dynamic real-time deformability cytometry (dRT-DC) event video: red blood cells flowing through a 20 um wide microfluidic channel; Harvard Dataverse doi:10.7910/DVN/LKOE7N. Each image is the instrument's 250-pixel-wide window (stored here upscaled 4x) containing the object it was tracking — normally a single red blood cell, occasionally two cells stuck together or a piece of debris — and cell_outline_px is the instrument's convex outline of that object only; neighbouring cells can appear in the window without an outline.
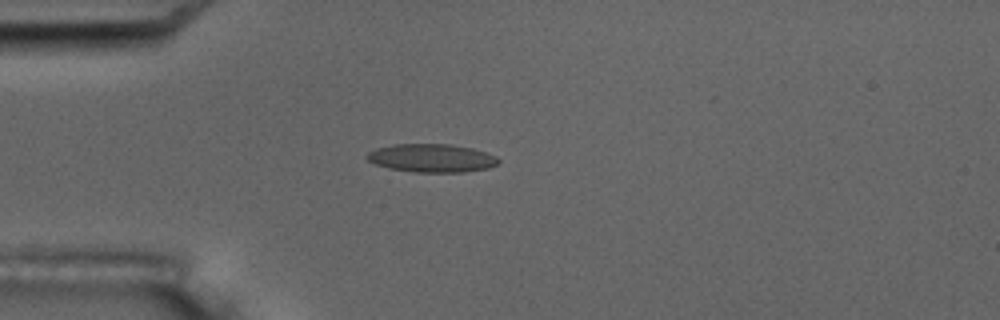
{"species": "common noctule bat (a hibernating species)", "species_latin": "Nyctalus noctula", "temperature_condition": "room temperature", "stored_images_in_passage": 17, "camera_frame_rate_fps": 3000, "um_per_image_px": 0.085, "animal": {"sex": "male", "body_mass_g": 17.5, "forearm_length_mm": 52.3}, "frame": {"image": 1, "passage_image": 6, "time_ms": 6.667, "image_size_px": [1000, 320], "cell_outline_px": [[500, 164], [488, 168], [464, 172], [412, 172], [388, 168], [376, 164], [368, 160], [364, 156], [368, 152], [376, 148], [392, 144], [448, 144], [472, 148], [488, 152], [496, 156], [500, 160]], "centroid_in_image_um": [36.71, 13.43], "position_along_channel_um": 48.3, "area_um2": 21.91}}
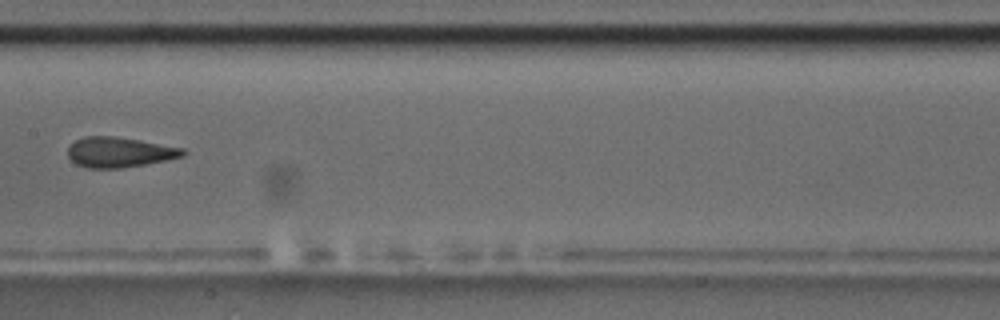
{"frame": {"image": 2, "passage_image": 10, "time_ms": 11.333, "image_size_px": [1000, 320], "cell_outline_px": [[184, 156], [144, 164], [120, 168], [88, 168], [76, 164], [68, 156], [68, 148], [76, 140], [84, 136], [116, 136], [140, 140], [184, 148]], "centroid_in_image_um": [10.13, 12.93], "position_along_channel_um": 197.3, "area_um2": 20.06}, "authors_computed_cell_mechanics": {"area_um2": 20.0566, "velocity_mm_per_s": 3.4847, "shape_relaxation_time_tau1_ms": 5.0701, "shape_relaxation_time_tau2_ms": 1.0885, "deformation_change_tau1": 0.1436, "deformation_change_tau2": 0.0544}}